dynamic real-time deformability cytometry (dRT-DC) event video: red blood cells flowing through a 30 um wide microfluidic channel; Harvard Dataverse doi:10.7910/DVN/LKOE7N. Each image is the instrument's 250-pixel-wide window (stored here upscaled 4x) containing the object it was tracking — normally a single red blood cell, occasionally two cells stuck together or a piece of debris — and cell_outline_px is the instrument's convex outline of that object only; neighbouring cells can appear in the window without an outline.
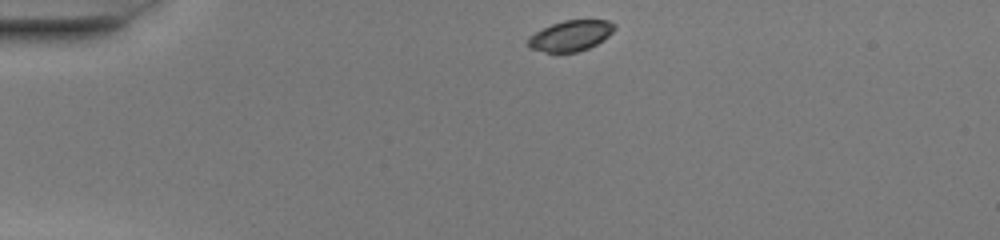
{"species": "common noctule bat (a hibernating species)", "species_latin": "Nyctalus noctula", "temperature_condition": "warm", "stored_images_in_passage": 41, "camera_frame_rate_fps": 3000, "um_per_image_px": 0.085, "animal": {"sex": "female", "body_mass_g": 20.0, "forearm_length_mm": 54.0}, "frame": {"image": 1, "passage_image": 1, "time_ms": 0.0, "image_size_px": [1000, 240], "cell_outline_px": [[616, 28], [604, 40], [588, 48], [576, 52], [556, 56], [528, 48], [524, 44], [528, 36], [552, 24], [564, 20], [608, 20], [616, 24]], "centroid_in_image_um": [48.44, 3.09], "position_along_channel_um": 36.6, "area_um2": 16.13}}
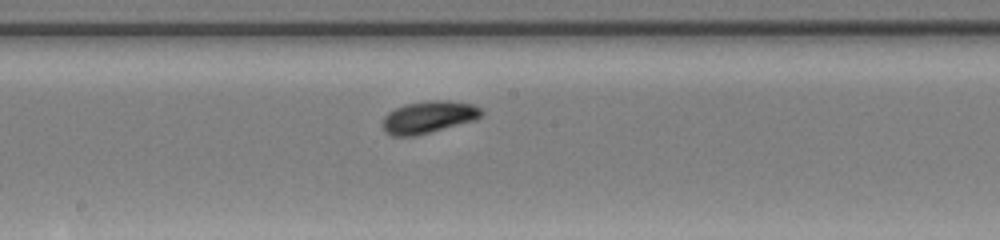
{"frame": {"image": 2, "passage_image": 18, "time_ms": 5.667, "image_size_px": [1000, 240], "cell_outline_px": [[484, 116], [476, 120], [416, 136], [392, 136], [384, 132], [384, 116], [388, 112], [404, 104], [432, 100], [448, 100], [472, 104], [480, 108], [484, 112]], "centroid_in_image_um": [36.46, 9.95], "position_along_channel_um": 211.7, "area_um2": 18.67}}
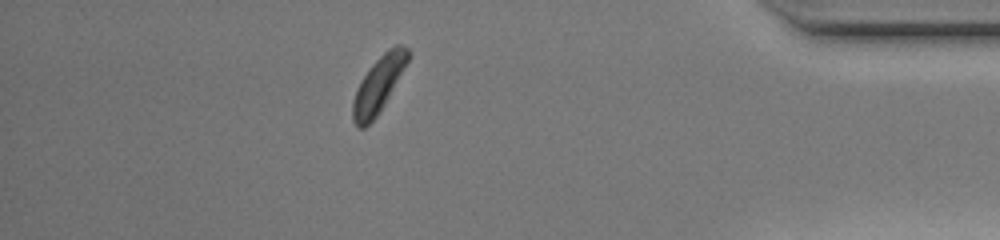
{"frame": {"image": 3, "passage_image": 35, "time_ms": 11.333, "image_size_px": [1000, 240], "cell_outline_px": [[412, 56], [380, 112], [364, 128], [360, 128], [352, 120], [352, 100], [360, 80], [372, 64], [388, 48], [396, 44], [400, 44], [408, 48], [412, 52]], "centroid_in_image_um": [32.2, 7.15], "position_along_channel_um": 403.0, "area_um2": 18.21}, "authors_computed_cell_mechanics": {"area_um2": 17.6868, "velocity_mm_per_s": 4.0266, "shape_relaxation_time_tau1_ms": 1.8305, "shape_relaxation_time_tau2_ms": 2.5118, "deformation_change_tau1": 0.1159, "deformation_change_tau2": 0.0864}}